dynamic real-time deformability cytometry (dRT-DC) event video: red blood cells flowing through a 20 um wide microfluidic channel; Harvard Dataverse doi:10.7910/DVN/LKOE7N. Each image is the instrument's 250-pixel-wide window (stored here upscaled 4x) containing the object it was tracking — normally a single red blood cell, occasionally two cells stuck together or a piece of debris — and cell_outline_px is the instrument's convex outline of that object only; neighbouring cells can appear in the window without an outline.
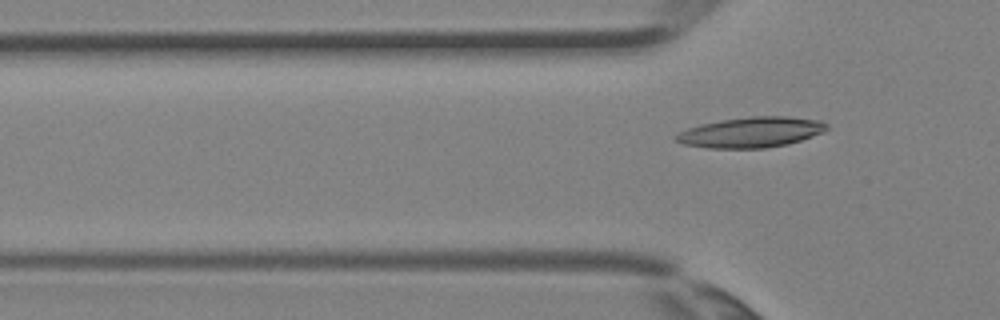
{"species": "Egyptian fruit bat (a non-hibernating species)", "species_latin": "Rousettus aegyptiacus", "temperature_condition": "room temperature", "stored_images_in_passage": 4, "camera_frame_rate_fps": 3000, "um_per_image_px": 0.085, "animal": {"sex": "female"}, "frame": {"image": 1, "passage_image": 4, "time_ms": 1.0, "image_size_px": [1000, 320], "cell_outline_px": [[828, 128], [824, 132], [788, 144], [764, 148], [704, 148], [684, 144], [676, 140], [672, 136], [676, 132], [700, 124], [720, 120], [752, 116], [784, 116], [824, 120], [828, 124]], "centroid_in_image_um": [63.83, 11.24], "position_along_channel_um": 62.0, "area_um2": 26.99}}